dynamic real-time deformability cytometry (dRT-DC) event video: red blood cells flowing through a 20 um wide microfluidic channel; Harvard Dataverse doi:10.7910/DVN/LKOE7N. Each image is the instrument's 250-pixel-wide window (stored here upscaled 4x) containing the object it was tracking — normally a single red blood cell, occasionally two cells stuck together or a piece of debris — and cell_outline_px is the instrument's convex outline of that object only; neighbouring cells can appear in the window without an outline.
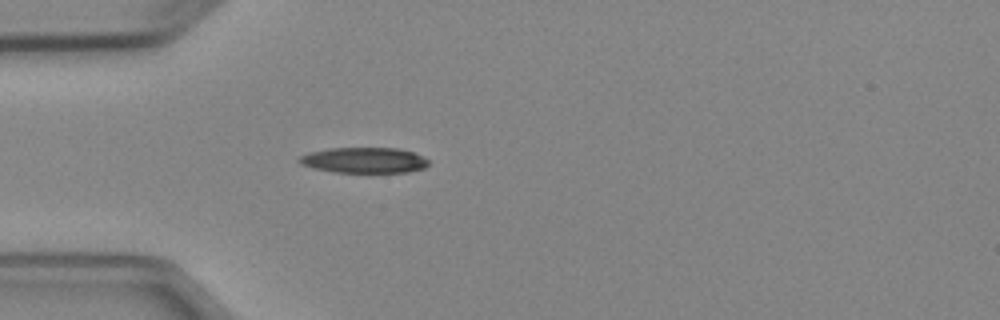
{"species": "Egyptian fruit bat (a non-hibernating species)", "species_latin": "Rousettus aegyptiacus", "temperature_condition": "cold", "stored_images_in_passage": 4, "camera_frame_rate_fps": 3000, "um_per_image_px": 0.085, "animal": {"sex": "female"}, "frame": {"image": 1, "passage_image": 4, "time_ms": 3.333, "image_size_px": [1000, 320], "cell_outline_px": [[428, 164], [424, 168], [408, 172], [332, 172], [312, 168], [300, 164], [296, 160], [300, 156], [312, 152], [332, 148], [396, 148], [412, 152], [428, 160]], "centroid_in_image_um": [30.91, 13.62], "position_along_channel_um": 54.1, "area_um2": 19.13}}